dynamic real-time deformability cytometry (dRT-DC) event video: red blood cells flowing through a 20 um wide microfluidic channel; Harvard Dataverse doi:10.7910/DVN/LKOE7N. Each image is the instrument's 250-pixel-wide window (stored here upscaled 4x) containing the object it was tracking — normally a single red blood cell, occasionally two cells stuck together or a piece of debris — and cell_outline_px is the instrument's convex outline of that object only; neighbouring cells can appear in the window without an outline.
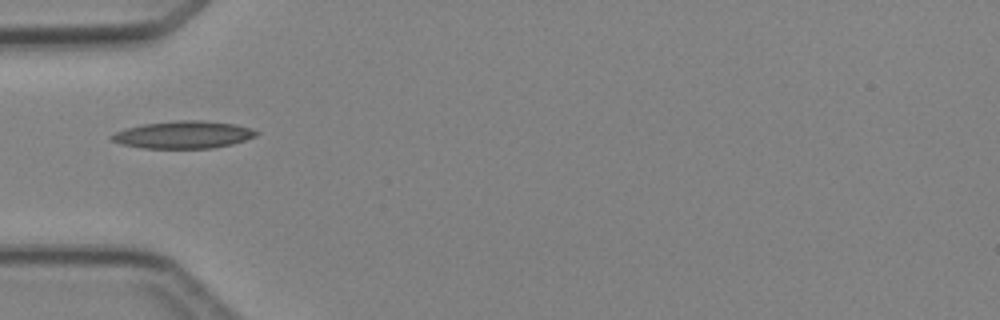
{"species": "Egyptian fruit bat (a non-hibernating species)", "species_latin": "Rousettus aegyptiacus", "temperature_condition": "cold", "stored_images_in_passage": 3, "camera_frame_rate_fps": 3000, "um_per_image_px": 0.085, "animal": {"sex": "female"}, "frame": {"image": 1, "passage_image": 2, "time_ms": 1.333, "image_size_px": [1000, 320], "cell_outline_px": [[260, 132], [256, 136], [232, 144], [212, 148], [144, 148], [120, 144], [112, 140], [108, 136], [124, 128], [144, 124], [176, 120], [200, 120], [236, 124]], "centroid_in_image_um": [15.56, 11.45], "position_along_channel_um": 69.4, "area_um2": 23.06}}
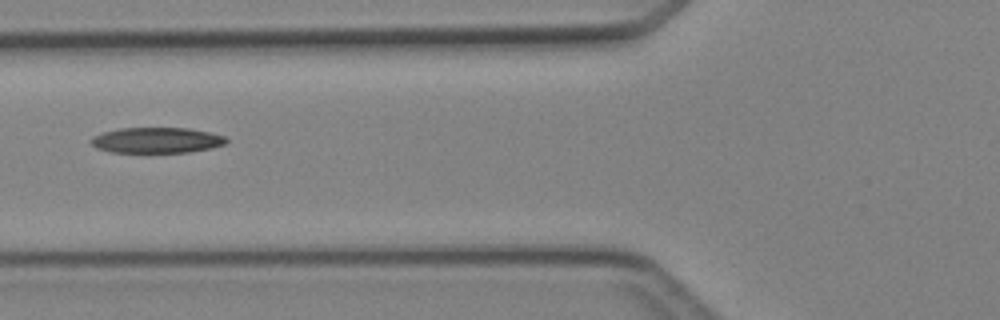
{"frame": {"image": 2, "passage_image": 3, "time_ms": 2.333, "image_size_px": [1000, 320], "cell_outline_px": [[228, 140], [224, 144], [212, 148], [188, 152], [112, 152], [96, 148], [88, 140], [92, 136], [104, 132], [120, 128], [188, 128], [208, 132], [224, 136]], "centroid_in_image_um": [13.29, 11.92], "position_along_channel_um": 112.5, "area_um2": 20.11}}